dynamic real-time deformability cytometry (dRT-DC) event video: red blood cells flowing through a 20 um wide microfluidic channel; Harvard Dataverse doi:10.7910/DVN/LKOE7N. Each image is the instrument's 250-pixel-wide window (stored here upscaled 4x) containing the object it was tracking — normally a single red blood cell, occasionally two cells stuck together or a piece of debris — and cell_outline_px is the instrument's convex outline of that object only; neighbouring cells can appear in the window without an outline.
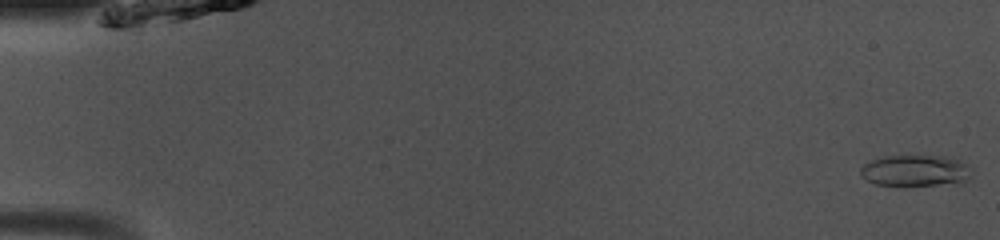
{"species": "common noctule bat (a hibernating species)", "species_latin": "Nyctalus noctula", "temperature_condition": "room temperature", "stored_images_in_passage": 49, "camera_frame_rate_fps": 3000, "um_per_image_px": 0.085, "animal": {"sex": "male", "body_mass_g": 13.0, "forearm_length_mm": 53.1}, "frame": {"image": 1, "passage_image": 1, "time_ms": 0.0, "image_size_px": [1000, 240], "cell_outline_px": [[972, 176], [968, 180], [936, 184], [876, 184], [860, 176], [860, 168], [864, 164], [872, 160], [884, 156], [908, 152], [944, 156], [956, 160], [964, 164]], "centroid_in_image_um": [77.72, 14.42], "position_along_channel_um": 7.3, "area_um2": 20.29}}
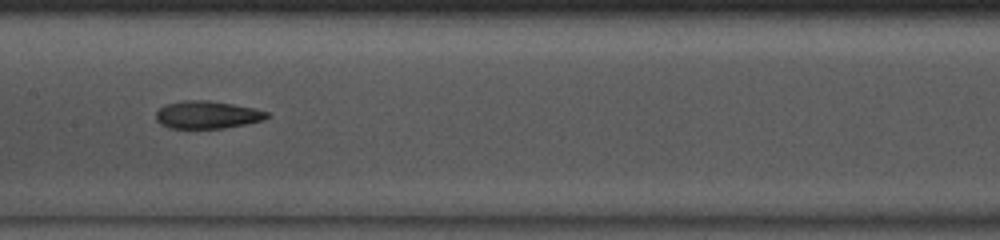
{"frame": {"image": 2, "passage_image": 25, "time_ms": 8.0, "image_size_px": [1000, 240], "cell_outline_px": [[268, 116], [264, 120], [224, 128], [168, 128], [160, 124], [156, 120], [156, 112], [160, 108], [168, 104], [184, 100], [208, 100], [232, 104], [252, 108], [268, 112]], "centroid_in_image_um": [17.58, 9.76], "position_along_channel_um": 189.8, "area_um2": 17.69}}
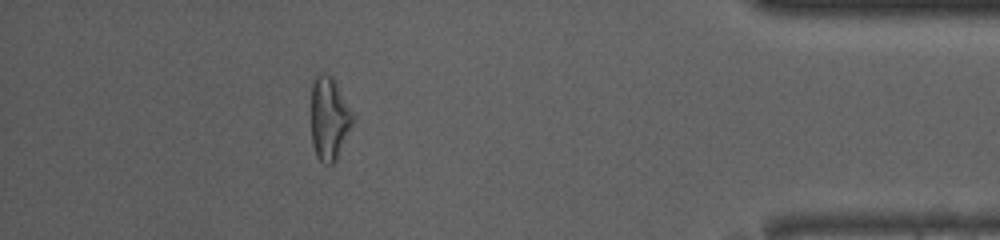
{"frame": {"image": 3, "passage_image": 44, "time_ms": 14.333, "image_size_px": [1000, 240], "cell_outline_px": [[356, 120], [336, 160], [332, 164], [324, 164], [316, 156], [312, 144], [312, 80], [320, 72], [332, 76], [336, 80]], "centroid_in_image_um": [28.01, 10.07], "position_along_channel_um": 407.2, "area_um2": 20.46}, "authors_computed_cell_mechanics": {"area_um2": 18.785, "velocity_mm_per_s": 4.0942, "shape_relaxation_time_tau1_ms": 6.1208, "shape_relaxation_time_tau2_ms": 3.6887, "deformation_change_tau1": 0.1796, "deformation_change_tau2": 0.14}}